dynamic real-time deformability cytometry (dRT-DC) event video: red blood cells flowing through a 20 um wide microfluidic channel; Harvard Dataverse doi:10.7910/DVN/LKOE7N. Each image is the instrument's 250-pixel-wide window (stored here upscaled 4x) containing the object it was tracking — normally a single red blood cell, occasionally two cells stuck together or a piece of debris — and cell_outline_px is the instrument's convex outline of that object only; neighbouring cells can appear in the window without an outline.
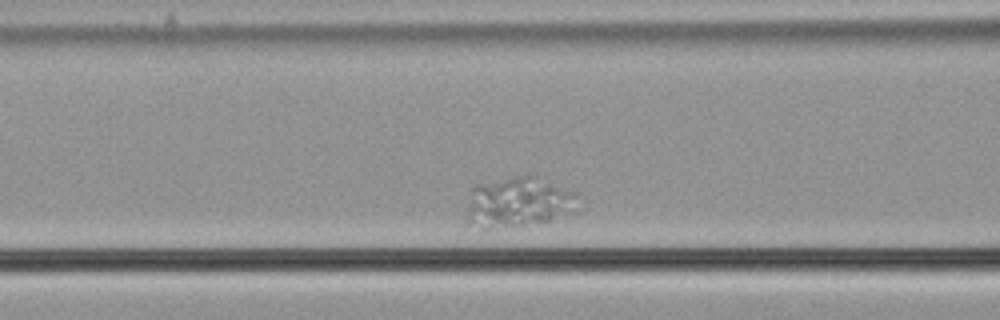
{"species": "common noctule bat (a hibernating species)", "species_latin": "Nyctalus noctula", "temperature_condition": "cold", "stored_images_in_passage": 34, "camera_frame_rate_fps": 3000, "um_per_image_px": 0.085, "animal": {"sex": "male", "body_mass_g": 21.5, "forearm_length_mm": 52.0}, "frame": {"image": 1, "passage_image": 9, "time_ms": 2.667, "image_size_px": [1000, 320], "cell_outline_px": [[580, 192], [560, 212], [548, 220], [524, 224], [488, 228], [480, 228], [468, 224], [468, 212], [472, 188], [476, 184], [528, 172]], "centroid_in_image_um": [43.95, 17.09], "position_along_channel_um": 122.7, "area_um2": 31.56}}
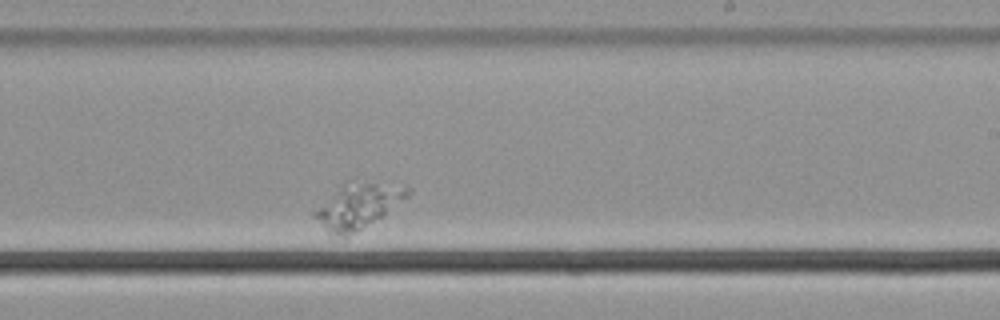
{"frame": {"image": 2, "passage_image": 22, "time_ms": 7.0, "image_size_px": [1000, 320], "cell_outline_px": [[412, 192], [408, 196], [384, 216], [344, 240], [328, 236], [312, 216], [312, 212], [340, 184], [372, 184], [412, 188]], "centroid_in_image_um": [30.32, 17.65], "position_along_channel_um": 258.7, "area_um2": 24.51}}
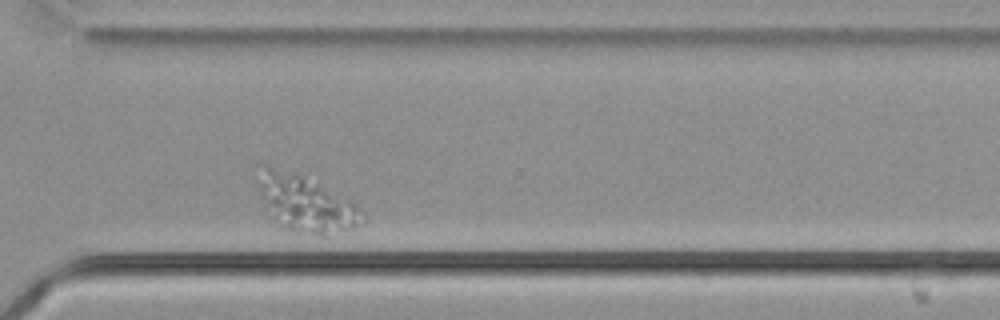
{"frame": {"image": 3, "passage_image": 30, "time_ms": 9.667, "image_size_px": [1000, 320], "cell_outline_px": [[356, 208], [352, 228], [324, 236], [320, 236], [296, 232], [272, 220], [256, 184], [264, 164], [268, 164], [300, 176], [356, 204]], "centroid_in_image_um": [25.81, 17.31], "position_along_channel_um": 344.8, "area_um2": 32.19}}